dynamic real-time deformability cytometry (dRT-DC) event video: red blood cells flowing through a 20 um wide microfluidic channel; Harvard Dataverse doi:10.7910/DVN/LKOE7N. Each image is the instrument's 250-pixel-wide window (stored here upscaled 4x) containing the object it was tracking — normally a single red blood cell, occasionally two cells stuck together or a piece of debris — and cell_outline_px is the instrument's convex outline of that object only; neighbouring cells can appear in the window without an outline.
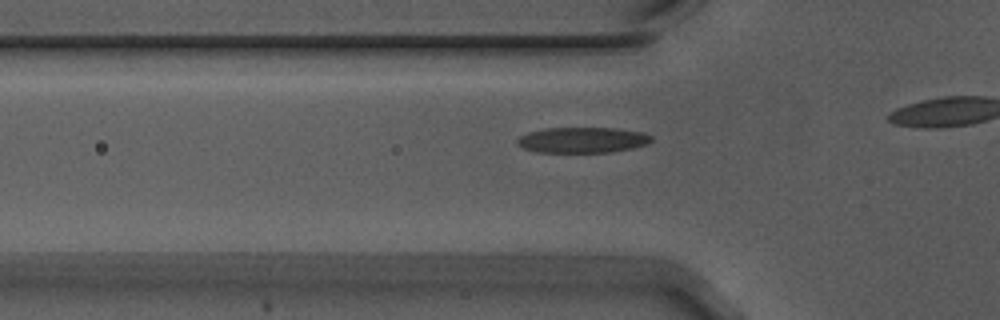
{"species": "Egyptian fruit bat (a non-hibernating species)", "species_latin": "Rousettus aegyptiacus", "temperature_condition": "warm", "stored_images_in_passage": 9, "camera_frame_rate_fps": 3000, "um_per_image_px": 0.085, "animal": {"sex": "male"}, "frame": {"image": 1, "passage_image": 3, "time_ms": 0.667, "image_size_px": [1000, 320], "cell_outline_px": [[652, 140], [644, 144], [632, 148], [608, 152], [536, 152], [524, 148], [516, 144], [516, 140], [520, 136], [528, 132], [544, 128], [616, 128], [644, 132], [652, 136]], "centroid_in_image_um": [49.48, 11.89], "position_along_channel_um": 76.3, "area_um2": 20.0}}
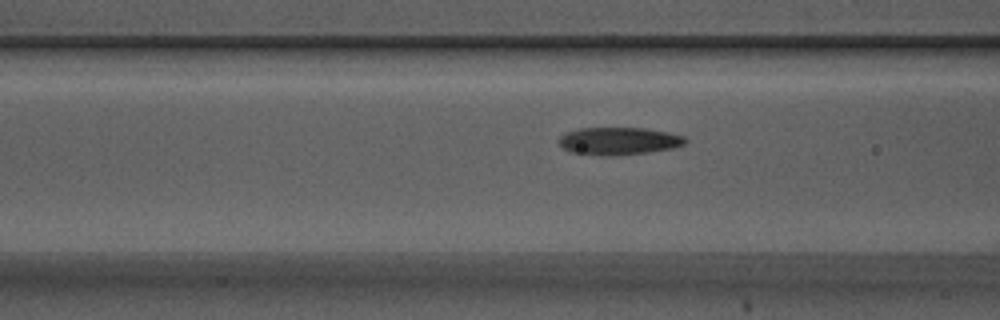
{"frame": {"image": 2, "passage_image": 6, "time_ms": 1.667, "image_size_px": [1000, 320], "cell_outline_px": [[688, 140], [684, 144], [672, 148], [648, 152], [620, 156], [600, 156], [572, 152], [564, 148], [556, 140], [564, 132], [576, 128], [644, 128], [668, 132], [684, 136]], "centroid_in_image_um": [52.56, 11.99], "position_along_channel_um": 114.0, "area_um2": 20.58}}